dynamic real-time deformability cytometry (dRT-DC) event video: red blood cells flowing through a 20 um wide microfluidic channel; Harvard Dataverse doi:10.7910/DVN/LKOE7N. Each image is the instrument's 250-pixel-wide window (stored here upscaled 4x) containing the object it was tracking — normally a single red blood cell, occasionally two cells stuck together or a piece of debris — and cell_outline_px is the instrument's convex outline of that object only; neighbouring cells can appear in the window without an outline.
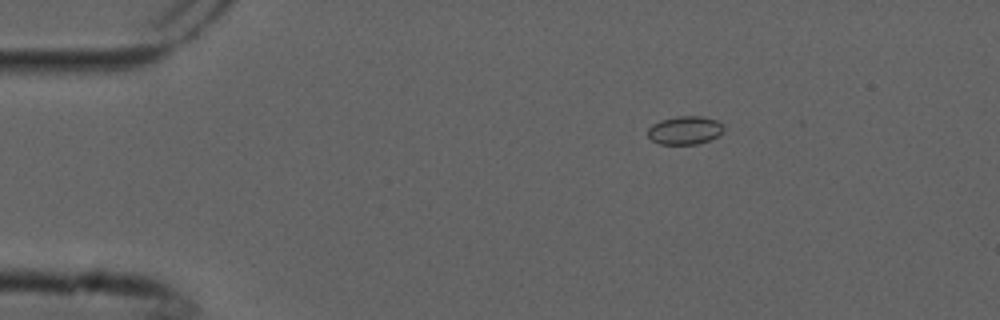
{"species": "common noctule bat (a hibernating species)", "species_latin": "Nyctalus noctula", "temperature_condition": "cold", "stored_images_in_passage": 3, "camera_frame_rate_fps": 3000, "um_per_image_px": 0.085, "animal": {"sex": "male", "forearm_length_mm": 52.5}, "frame": {"image": 1, "passage_image": 1, "time_ms": 0.0, "image_size_px": [1000, 320], "cell_outline_px": [[724, 132], [708, 140], [696, 144], [660, 144], [652, 140], [648, 136], [648, 128], [652, 124], [660, 120], [676, 116], [700, 116], [716, 120], [724, 124]], "centroid_in_image_um": [58.21, 11.06], "position_along_channel_um": 26.8, "area_um2": 12.54}}